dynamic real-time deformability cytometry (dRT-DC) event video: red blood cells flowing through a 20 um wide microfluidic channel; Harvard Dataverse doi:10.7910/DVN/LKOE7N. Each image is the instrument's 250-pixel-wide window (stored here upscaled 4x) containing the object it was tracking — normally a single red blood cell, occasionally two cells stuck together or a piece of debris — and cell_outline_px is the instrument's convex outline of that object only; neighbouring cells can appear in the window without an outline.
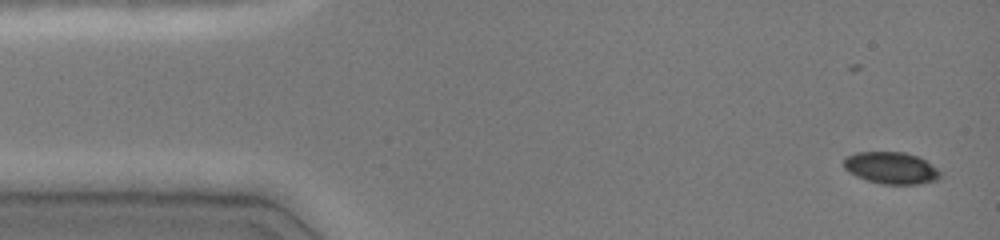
{"species": "common noctule bat (a hibernating species)", "species_latin": "Nyctalus noctula", "temperature_condition": "cold", "stored_images_in_passage": 46, "camera_frame_rate_fps": 3000, "um_per_image_px": 0.085, "animal": {"sex": "female", "body_mass_g": 19.0, "forearm_length_mm": 51.5}, "frame": {"image": 1, "passage_image": 1, "time_ms": 0.0, "image_size_px": [1000, 240], "cell_outline_px": [[940, 176], [936, 180], [920, 184], [884, 184], [868, 180], [856, 176], [848, 172], [844, 168], [844, 160], [848, 156], [856, 152], [904, 152], [916, 156], [924, 160], [936, 168], [940, 172]], "centroid_in_image_um": [75.73, 14.28], "position_along_channel_um": 9.3, "area_um2": 17.69}}
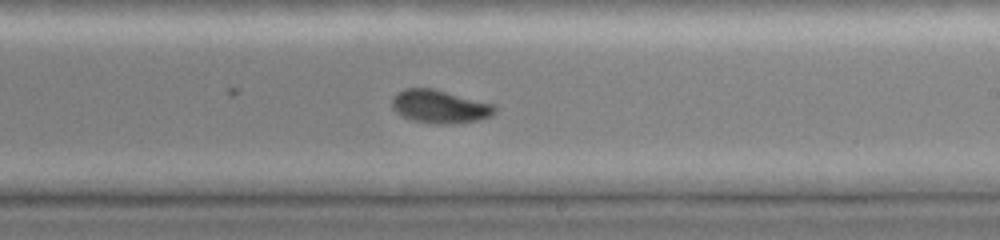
{"frame": {"image": 2, "passage_image": 27, "time_ms": 8.667, "image_size_px": [1000, 240], "cell_outline_px": [[496, 112], [492, 116], [480, 120], [452, 124], [436, 124], [412, 120], [396, 112], [392, 108], [392, 96], [396, 92], [404, 88], [432, 88], [496, 104]], "centroid_in_image_um": [37.4, 9.05], "position_along_channel_um": 251.6, "area_um2": 20.17}}
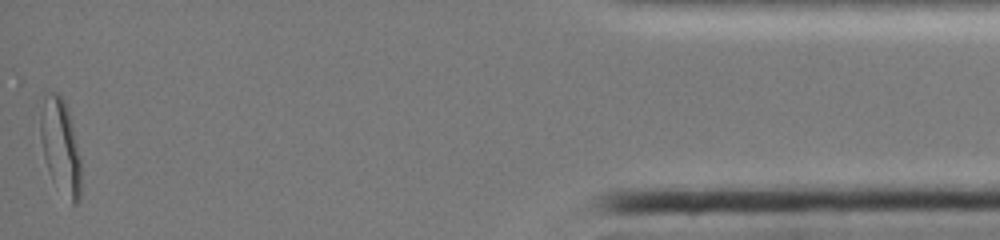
{"frame": {"image": 3, "passage_image": 46, "time_ms": 15.0, "image_size_px": [1000, 240], "cell_outline_px": [[80, 200], [76, 204], [72, 204], [52, 180], [44, 156], [40, 140], [40, 116], [44, 92], [56, 92], [64, 100], [68, 108], [80, 156]], "centroid_in_image_um": [5.13, 12.4], "position_along_channel_um": 430.1, "area_um2": 22.48}, "authors_computed_cell_mechanics": {"area_um2": 19.8543, "velocity_mm_per_s": 4.0408, "shape_relaxation_time_tau1_ms": 5.4557, "shape_relaxation_time_tau2_ms": 2.3314, "deformation_change_tau1": 0.1717, "deformation_change_tau2": 0.0607}}